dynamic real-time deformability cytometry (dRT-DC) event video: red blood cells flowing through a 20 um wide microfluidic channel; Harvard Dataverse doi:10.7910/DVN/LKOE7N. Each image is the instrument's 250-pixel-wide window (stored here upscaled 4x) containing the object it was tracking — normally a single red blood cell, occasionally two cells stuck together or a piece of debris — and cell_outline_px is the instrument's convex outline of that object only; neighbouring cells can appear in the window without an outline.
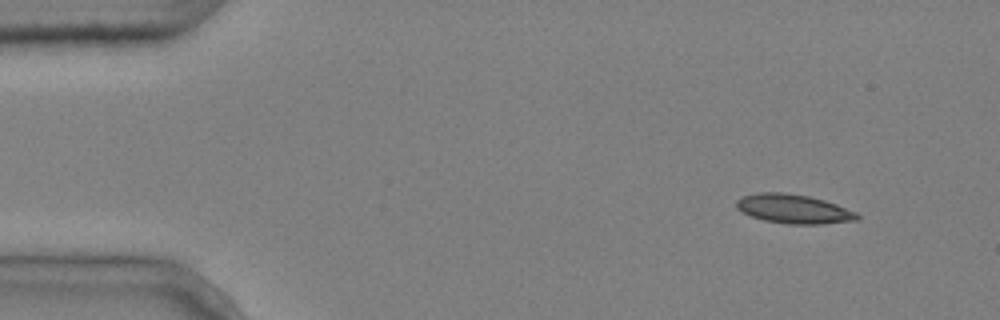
{"species": "common noctule bat (a hibernating species)", "species_latin": "Nyctalus noctula", "temperature_condition": "cold", "stored_images_in_passage": 4, "camera_frame_rate_fps": 3000, "um_per_image_px": 0.085, "animal": {"sex": "male", "body_mass_g": 20.4}, "frame": {"image": 1, "passage_image": 1, "time_ms": 0.0, "image_size_px": [1000, 320], "cell_outline_px": [[860, 220], [824, 224], [788, 224], [764, 220], [752, 216], [736, 208], [736, 200], [744, 196], [756, 192], [784, 192], [808, 196], [824, 200], [836, 204], [856, 212], [860, 216]], "centroid_in_image_um": [67.48, 17.76], "position_along_channel_um": 17.5, "area_um2": 20.52}}
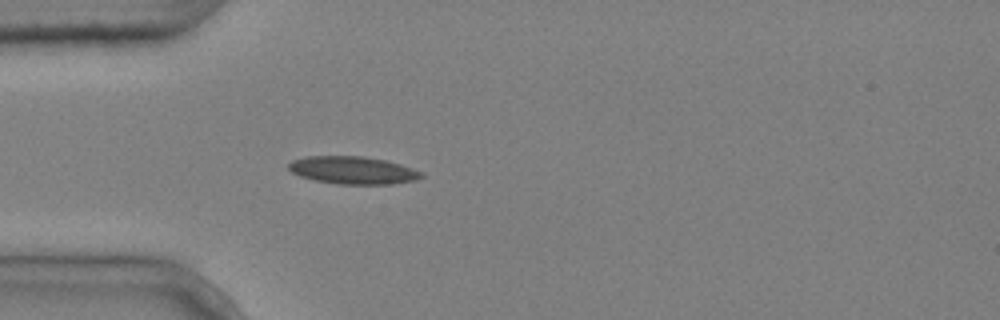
{"frame": {"image": 2, "passage_image": 4, "time_ms": 1.0, "image_size_px": [1000, 320], "cell_outline_px": [[424, 176], [416, 180], [392, 184], [336, 184], [316, 180], [300, 176], [292, 172], [288, 168], [288, 164], [292, 160], [308, 156], [360, 156], [384, 160], [400, 164], [424, 172]], "centroid_in_image_um": [30.01, 14.47], "position_along_channel_um": 55.0, "area_um2": 21.33}}